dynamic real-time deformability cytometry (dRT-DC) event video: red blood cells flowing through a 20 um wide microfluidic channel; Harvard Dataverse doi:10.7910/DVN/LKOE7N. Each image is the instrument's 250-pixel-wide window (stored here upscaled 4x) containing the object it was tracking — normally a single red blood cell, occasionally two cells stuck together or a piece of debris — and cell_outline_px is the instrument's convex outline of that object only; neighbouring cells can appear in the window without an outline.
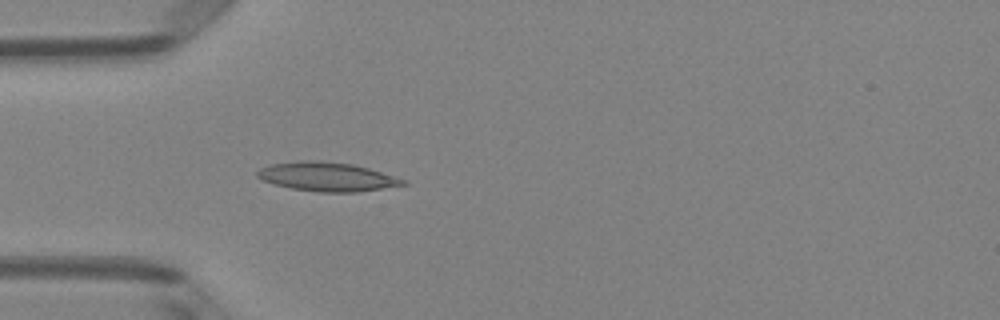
{"species": "Egyptian fruit bat (a non-hibernating species)", "species_latin": "Rousettus aegyptiacus", "temperature_condition": "room temperature", "stored_images_in_passage": 4, "camera_frame_rate_fps": 3000, "um_per_image_px": 0.085, "animal": {"sex": "female"}, "frame": {"image": 1, "passage_image": 4, "time_ms": 1.0, "image_size_px": [1000, 320], "cell_outline_px": [[408, 184], [356, 192], [320, 192], [292, 188], [276, 184], [264, 180], [256, 176], [256, 172], [260, 168], [268, 164], [300, 160], [312, 160], [352, 164], [368, 168], [408, 180]], "centroid_in_image_um": [27.8, 15.01], "position_along_channel_um": 57.2, "area_um2": 24.45}}